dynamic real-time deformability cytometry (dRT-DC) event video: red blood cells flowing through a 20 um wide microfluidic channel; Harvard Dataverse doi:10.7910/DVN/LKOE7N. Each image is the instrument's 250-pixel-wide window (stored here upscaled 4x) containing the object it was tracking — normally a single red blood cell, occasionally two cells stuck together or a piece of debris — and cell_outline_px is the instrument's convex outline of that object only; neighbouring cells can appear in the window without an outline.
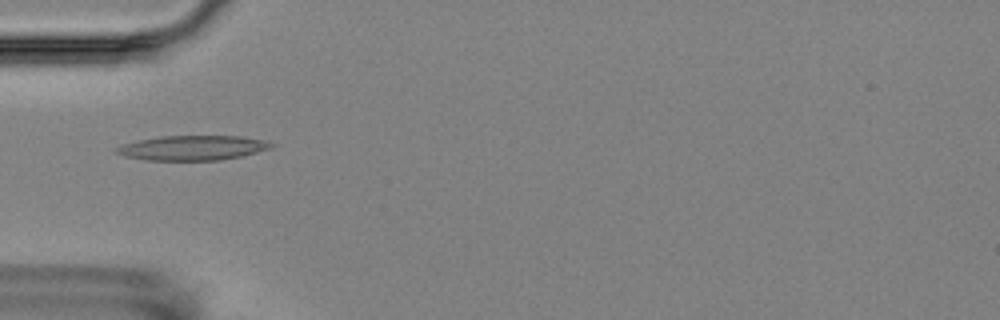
{"species": "Egyptian fruit bat (a non-hibernating species)", "species_latin": "Rousettus aegyptiacus", "temperature_condition": "room temperature", "stored_images_in_passage": 8, "camera_frame_rate_fps": 3000, "um_per_image_px": 0.085, "animal": {"sex": "female"}, "frame": {"image": 1, "passage_image": 2, "time_ms": 1.0, "image_size_px": [1000, 320], "cell_outline_px": [[276, 144], [272, 148], [240, 156], [220, 160], [144, 160], [124, 156], [116, 152], [112, 148], [124, 144], [140, 140], [160, 136], [240, 136], [268, 140]], "centroid_in_image_um": [16.39, 12.56], "position_along_channel_um": 68.6, "area_um2": 22.37}}
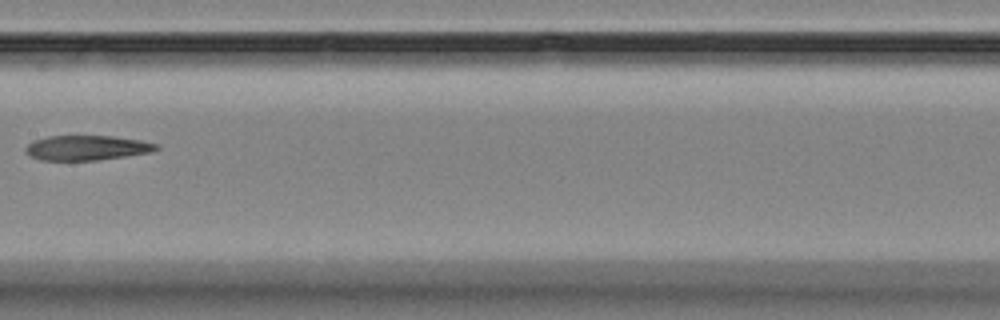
{"frame": {"image": 2, "passage_image": 5, "time_ms": 4.667, "image_size_px": [1000, 320], "cell_outline_px": [[160, 148], [148, 152], [124, 156], [96, 160], [40, 160], [28, 156], [24, 152], [24, 148], [32, 140], [48, 136], [112, 136], [140, 140], [160, 144]], "centroid_in_image_um": [7.31, 12.56], "position_along_channel_um": 200.1, "area_um2": 18.96}}
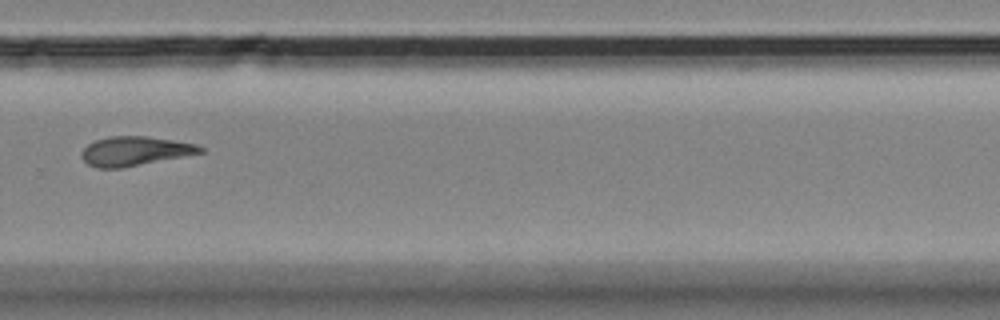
{"frame": {"image": 3, "passage_image": 8, "time_ms": 8.0, "image_size_px": [1000, 320], "cell_outline_px": [[204, 152], [120, 168], [96, 168], [88, 164], [80, 156], [84, 148], [88, 144], [96, 140], [108, 136], [148, 136], [196, 144], [204, 148]], "centroid_in_image_um": [11.43, 12.83], "position_along_channel_um": 318.4, "area_um2": 20.0}}